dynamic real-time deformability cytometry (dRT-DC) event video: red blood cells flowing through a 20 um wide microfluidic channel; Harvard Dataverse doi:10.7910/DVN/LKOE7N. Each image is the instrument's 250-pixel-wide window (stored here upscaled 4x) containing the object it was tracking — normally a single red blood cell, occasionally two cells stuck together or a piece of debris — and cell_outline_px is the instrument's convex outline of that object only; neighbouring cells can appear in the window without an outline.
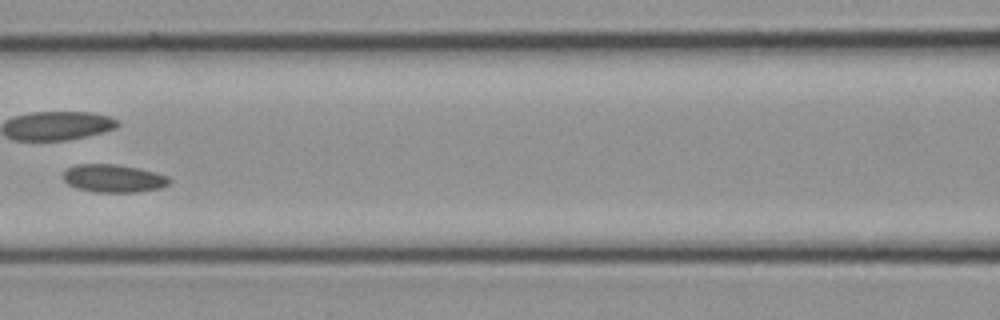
{"species": "common noctule bat (a hibernating species)", "species_latin": "Nyctalus noctula", "temperature_condition": "cold", "stored_images_in_passage": 11, "camera_frame_rate_fps": 3000, "um_per_image_px": 0.085, "animal": {"sex": "female", "body_mass_g": 21.9}, "frame": {"image": 1, "passage_image": 10, "time_ms": 3.0, "image_size_px": [1000, 320], "cell_outline_px": [[172, 180], [168, 184], [160, 188], [136, 192], [92, 192], [76, 188], [68, 184], [64, 180], [64, 172], [68, 168], [76, 164], [116, 164], [136, 168], [168, 176]], "centroid_in_image_um": [9.63, 15.17], "position_along_channel_um": 157.0, "area_um2": 17.17}}